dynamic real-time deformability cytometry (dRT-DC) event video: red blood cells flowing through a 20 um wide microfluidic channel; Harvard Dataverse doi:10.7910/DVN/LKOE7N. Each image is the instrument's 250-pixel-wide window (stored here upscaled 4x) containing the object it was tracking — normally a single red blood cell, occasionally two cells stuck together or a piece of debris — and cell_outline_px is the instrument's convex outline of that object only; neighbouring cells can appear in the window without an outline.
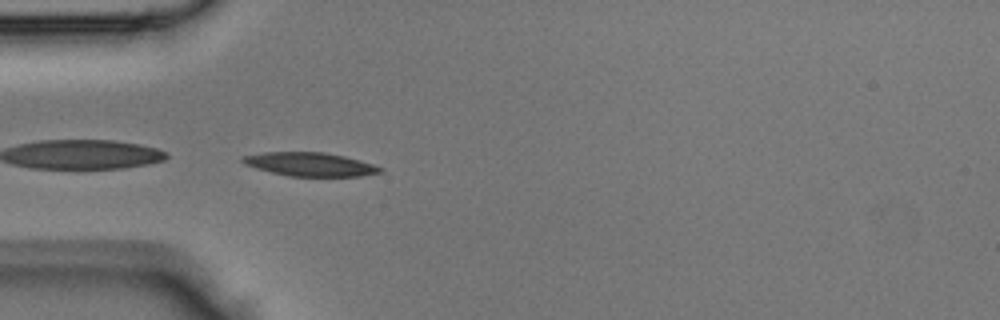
{"species": "Egyptian fruit bat (a non-hibernating species)", "species_latin": "Rousettus aegyptiacus", "temperature_condition": "room temperature", "stored_images_in_passage": 37, "camera_frame_rate_fps": 3000, "um_per_image_px": 0.085, "animal": {"sex": "male"}, "frame": {"image": 1, "passage_image": 6, "time_ms": 1.667, "image_size_px": [1000, 320], "cell_outline_px": [[384, 172], [360, 176], [288, 176], [256, 168], [244, 164], [240, 160], [240, 156], [264, 152], [324, 152], [344, 156], [360, 160], [384, 168]], "centroid_in_image_um": [26.35, 13.96], "position_along_channel_um": 58.7, "area_um2": 19.02}}
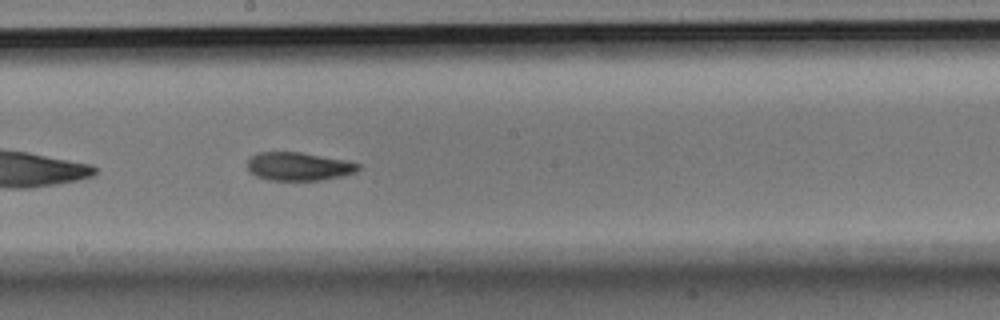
{"frame": {"image": 2, "passage_image": 17, "time_ms": 5.333, "image_size_px": [1000, 320], "cell_outline_px": [[360, 168], [356, 172], [344, 176], [324, 180], [268, 180], [256, 176], [248, 168], [248, 160], [256, 152], [300, 152], [344, 160], [360, 164]], "centroid_in_image_um": [25.4, 14.15], "position_along_channel_um": 222.8, "area_um2": 18.26}}
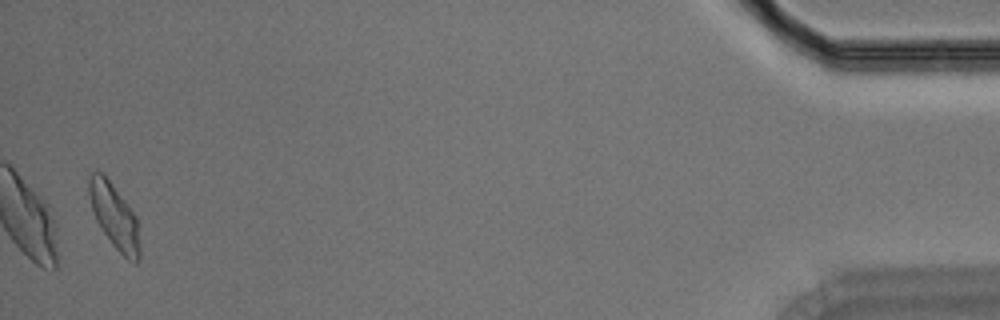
{"frame": {"image": 3, "passage_image": 36, "time_ms": 11.667, "image_size_px": [1000, 320], "cell_outline_px": [[140, 260], [136, 264], [128, 260], [112, 244], [96, 220], [88, 196], [88, 180], [92, 172], [104, 172], [136, 216], [140, 248]], "centroid_in_image_um": [9.72, 18.37], "position_along_channel_um": 425.5, "area_um2": 19.13}}